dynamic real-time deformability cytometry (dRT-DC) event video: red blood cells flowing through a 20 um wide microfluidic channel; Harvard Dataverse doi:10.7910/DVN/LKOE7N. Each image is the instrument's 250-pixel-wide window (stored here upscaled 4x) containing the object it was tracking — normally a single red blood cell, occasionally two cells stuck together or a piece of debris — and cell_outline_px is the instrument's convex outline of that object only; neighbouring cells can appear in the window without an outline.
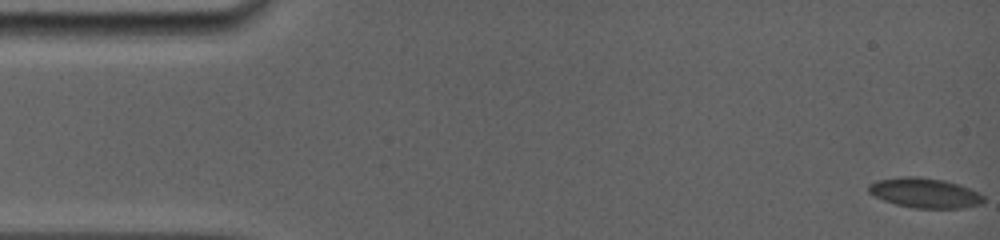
{"species": "common noctule bat (a hibernating species)", "species_latin": "Nyctalus noctula", "temperature_condition": "room temperature", "stored_images_in_passage": 72, "camera_frame_rate_fps": 5000, "um_per_image_px": 0.085, "animal": {"sex": "female", "body_mass_g": 19.0, "forearm_length_mm": 56.7}, "frame": {"image": 1, "passage_image": 1, "time_ms": 0.0, "image_size_px": [1000, 240], "cell_outline_px": [[984, 200], [980, 204], [964, 208], [912, 208], [896, 204], [884, 200], [868, 192], [868, 184], [876, 180], [904, 176], [920, 176], [944, 180], [960, 184], [984, 196]], "centroid_in_image_um": [78.59, 16.39], "position_along_channel_um": 6.4, "area_um2": 20.06}}
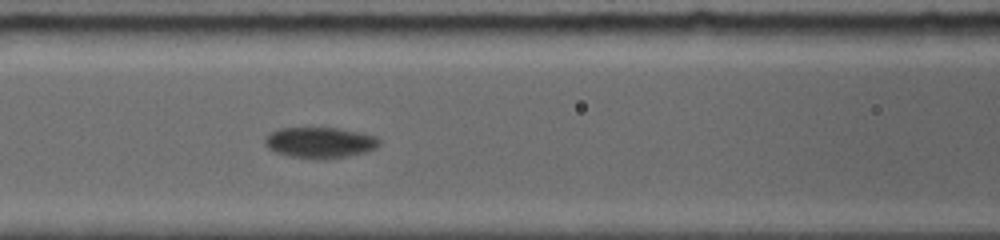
{"frame": {"image": 2, "passage_image": 31, "time_ms": 7.0, "image_size_px": [1000, 240], "cell_outline_px": [[380, 144], [376, 148], [368, 152], [348, 156], [292, 156], [276, 152], [268, 148], [264, 144], [264, 136], [280, 128], [336, 128], [376, 136], [380, 140]], "centroid_in_image_um": [27.19, 12.08], "position_along_channel_um": 139.4, "area_um2": 19.77}}
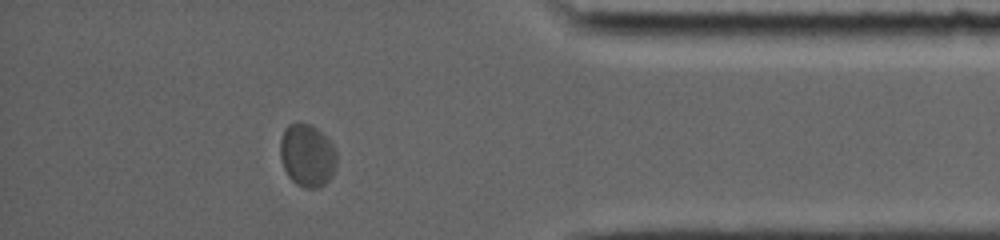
{"frame": {"image": 3, "passage_image": 62, "time_ms": 14.6, "image_size_px": [1000, 240], "cell_outline_px": [[336, 164], [332, 176], [320, 188], [304, 188], [296, 184], [288, 176], [284, 168], [280, 156], [280, 140], [284, 128], [288, 124], [312, 124], [332, 144], [336, 152]], "centroid_in_image_um": [26.1, 13.23], "position_along_channel_um": 409.1, "area_um2": 20.58}}